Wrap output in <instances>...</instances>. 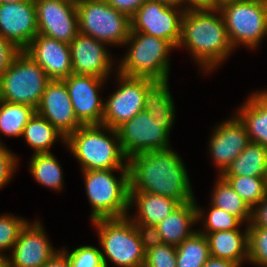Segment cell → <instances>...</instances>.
<instances>
[{
	"mask_svg": "<svg viewBox=\"0 0 267 267\" xmlns=\"http://www.w3.org/2000/svg\"><path fill=\"white\" fill-rule=\"evenodd\" d=\"M19 159L6 145L0 147V190L3 189L16 173Z\"/></svg>",
	"mask_w": 267,
	"mask_h": 267,
	"instance_id": "obj_38",
	"label": "cell"
},
{
	"mask_svg": "<svg viewBox=\"0 0 267 267\" xmlns=\"http://www.w3.org/2000/svg\"><path fill=\"white\" fill-rule=\"evenodd\" d=\"M195 225L197 209L193 200L181 204L156 226L163 243L176 247L196 231Z\"/></svg>",
	"mask_w": 267,
	"mask_h": 267,
	"instance_id": "obj_24",
	"label": "cell"
},
{
	"mask_svg": "<svg viewBox=\"0 0 267 267\" xmlns=\"http://www.w3.org/2000/svg\"><path fill=\"white\" fill-rule=\"evenodd\" d=\"M38 34L70 42L79 33L76 3L64 0H35Z\"/></svg>",
	"mask_w": 267,
	"mask_h": 267,
	"instance_id": "obj_16",
	"label": "cell"
},
{
	"mask_svg": "<svg viewBox=\"0 0 267 267\" xmlns=\"http://www.w3.org/2000/svg\"><path fill=\"white\" fill-rule=\"evenodd\" d=\"M41 220L28 221L7 257L12 267H42L60 249L51 244Z\"/></svg>",
	"mask_w": 267,
	"mask_h": 267,
	"instance_id": "obj_17",
	"label": "cell"
},
{
	"mask_svg": "<svg viewBox=\"0 0 267 267\" xmlns=\"http://www.w3.org/2000/svg\"><path fill=\"white\" fill-rule=\"evenodd\" d=\"M209 258L208 240L198 230L176 246V267H203Z\"/></svg>",
	"mask_w": 267,
	"mask_h": 267,
	"instance_id": "obj_31",
	"label": "cell"
},
{
	"mask_svg": "<svg viewBox=\"0 0 267 267\" xmlns=\"http://www.w3.org/2000/svg\"><path fill=\"white\" fill-rule=\"evenodd\" d=\"M23 51L45 70L51 80H63L73 73L70 47L67 43L37 34Z\"/></svg>",
	"mask_w": 267,
	"mask_h": 267,
	"instance_id": "obj_20",
	"label": "cell"
},
{
	"mask_svg": "<svg viewBox=\"0 0 267 267\" xmlns=\"http://www.w3.org/2000/svg\"><path fill=\"white\" fill-rule=\"evenodd\" d=\"M243 228L202 233L208 240L210 257L230 260L241 267L248 263V225Z\"/></svg>",
	"mask_w": 267,
	"mask_h": 267,
	"instance_id": "obj_23",
	"label": "cell"
},
{
	"mask_svg": "<svg viewBox=\"0 0 267 267\" xmlns=\"http://www.w3.org/2000/svg\"><path fill=\"white\" fill-rule=\"evenodd\" d=\"M174 122L155 121L146 111H141L116 130L124 155L165 150L171 148L170 133Z\"/></svg>",
	"mask_w": 267,
	"mask_h": 267,
	"instance_id": "obj_10",
	"label": "cell"
},
{
	"mask_svg": "<svg viewBox=\"0 0 267 267\" xmlns=\"http://www.w3.org/2000/svg\"><path fill=\"white\" fill-rule=\"evenodd\" d=\"M63 80L78 121L82 125L102 124L105 98L100 93L108 80L73 73Z\"/></svg>",
	"mask_w": 267,
	"mask_h": 267,
	"instance_id": "obj_13",
	"label": "cell"
},
{
	"mask_svg": "<svg viewBox=\"0 0 267 267\" xmlns=\"http://www.w3.org/2000/svg\"><path fill=\"white\" fill-rule=\"evenodd\" d=\"M60 251L68 258L70 267H105L101 250L94 245H81L68 251L61 247Z\"/></svg>",
	"mask_w": 267,
	"mask_h": 267,
	"instance_id": "obj_36",
	"label": "cell"
},
{
	"mask_svg": "<svg viewBox=\"0 0 267 267\" xmlns=\"http://www.w3.org/2000/svg\"><path fill=\"white\" fill-rule=\"evenodd\" d=\"M139 233L143 250L146 252L151 248L162 245L163 241L157 226L134 223Z\"/></svg>",
	"mask_w": 267,
	"mask_h": 267,
	"instance_id": "obj_40",
	"label": "cell"
},
{
	"mask_svg": "<svg viewBox=\"0 0 267 267\" xmlns=\"http://www.w3.org/2000/svg\"><path fill=\"white\" fill-rule=\"evenodd\" d=\"M117 74V76H116ZM116 77H115V76ZM115 91L104 99L102 125L117 129L144 110L146 91L156 82L148 78L129 77L115 72Z\"/></svg>",
	"mask_w": 267,
	"mask_h": 267,
	"instance_id": "obj_11",
	"label": "cell"
},
{
	"mask_svg": "<svg viewBox=\"0 0 267 267\" xmlns=\"http://www.w3.org/2000/svg\"><path fill=\"white\" fill-rule=\"evenodd\" d=\"M28 164L29 172L37 183L56 193L63 190V169L53 152L33 153Z\"/></svg>",
	"mask_w": 267,
	"mask_h": 267,
	"instance_id": "obj_27",
	"label": "cell"
},
{
	"mask_svg": "<svg viewBox=\"0 0 267 267\" xmlns=\"http://www.w3.org/2000/svg\"><path fill=\"white\" fill-rule=\"evenodd\" d=\"M0 267H12L10 259L7 256H0Z\"/></svg>",
	"mask_w": 267,
	"mask_h": 267,
	"instance_id": "obj_48",
	"label": "cell"
},
{
	"mask_svg": "<svg viewBox=\"0 0 267 267\" xmlns=\"http://www.w3.org/2000/svg\"><path fill=\"white\" fill-rule=\"evenodd\" d=\"M180 205L179 201L171 197L141 191H129V213L134 206L137 212L135 214L132 212L133 215L128 214L127 216L134 223L156 226Z\"/></svg>",
	"mask_w": 267,
	"mask_h": 267,
	"instance_id": "obj_21",
	"label": "cell"
},
{
	"mask_svg": "<svg viewBox=\"0 0 267 267\" xmlns=\"http://www.w3.org/2000/svg\"><path fill=\"white\" fill-rule=\"evenodd\" d=\"M167 81H156L145 94L144 111L155 121L175 122L174 98Z\"/></svg>",
	"mask_w": 267,
	"mask_h": 267,
	"instance_id": "obj_28",
	"label": "cell"
},
{
	"mask_svg": "<svg viewBox=\"0 0 267 267\" xmlns=\"http://www.w3.org/2000/svg\"><path fill=\"white\" fill-rule=\"evenodd\" d=\"M28 221L14 214H0V256H7L5 252H11L21 229Z\"/></svg>",
	"mask_w": 267,
	"mask_h": 267,
	"instance_id": "obj_35",
	"label": "cell"
},
{
	"mask_svg": "<svg viewBox=\"0 0 267 267\" xmlns=\"http://www.w3.org/2000/svg\"><path fill=\"white\" fill-rule=\"evenodd\" d=\"M22 51L15 43L0 34V78Z\"/></svg>",
	"mask_w": 267,
	"mask_h": 267,
	"instance_id": "obj_39",
	"label": "cell"
},
{
	"mask_svg": "<svg viewBox=\"0 0 267 267\" xmlns=\"http://www.w3.org/2000/svg\"><path fill=\"white\" fill-rule=\"evenodd\" d=\"M211 133L207 147L216 172L221 176L250 140L244 124L235 114L216 124Z\"/></svg>",
	"mask_w": 267,
	"mask_h": 267,
	"instance_id": "obj_15",
	"label": "cell"
},
{
	"mask_svg": "<svg viewBox=\"0 0 267 267\" xmlns=\"http://www.w3.org/2000/svg\"><path fill=\"white\" fill-rule=\"evenodd\" d=\"M144 267H176V247L162 244L145 253Z\"/></svg>",
	"mask_w": 267,
	"mask_h": 267,
	"instance_id": "obj_37",
	"label": "cell"
},
{
	"mask_svg": "<svg viewBox=\"0 0 267 267\" xmlns=\"http://www.w3.org/2000/svg\"><path fill=\"white\" fill-rule=\"evenodd\" d=\"M124 56L118 60L117 72L124 76L169 80L170 54L176 48L167 40L141 32L130 31L124 43Z\"/></svg>",
	"mask_w": 267,
	"mask_h": 267,
	"instance_id": "obj_4",
	"label": "cell"
},
{
	"mask_svg": "<svg viewBox=\"0 0 267 267\" xmlns=\"http://www.w3.org/2000/svg\"><path fill=\"white\" fill-rule=\"evenodd\" d=\"M203 267H241L238 263L230 260L210 257Z\"/></svg>",
	"mask_w": 267,
	"mask_h": 267,
	"instance_id": "obj_45",
	"label": "cell"
},
{
	"mask_svg": "<svg viewBox=\"0 0 267 267\" xmlns=\"http://www.w3.org/2000/svg\"><path fill=\"white\" fill-rule=\"evenodd\" d=\"M184 8L146 0L130 18L131 30L169 41L176 49L181 40Z\"/></svg>",
	"mask_w": 267,
	"mask_h": 267,
	"instance_id": "obj_12",
	"label": "cell"
},
{
	"mask_svg": "<svg viewBox=\"0 0 267 267\" xmlns=\"http://www.w3.org/2000/svg\"><path fill=\"white\" fill-rule=\"evenodd\" d=\"M69 47L73 74L108 80L112 72H117V59L110 54L109 46L104 42L79 32Z\"/></svg>",
	"mask_w": 267,
	"mask_h": 267,
	"instance_id": "obj_14",
	"label": "cell"
},
{
	"mask_svg": "<svg viewBox=\"0 0 267 267\" xmlns=\"http://www.w3.org/2000/svg\"><path fill=\"white\" fill-rule=\"evenodd\" d=\"M82 172L90 221L122 218L129 214L128 169L85 170ZM114 172H118L116 177Z\"/></svg>",
	"mask_w": 267,
	"mask_h": 267,
	"instance_id": "obj_5",
	"label": "cell"
},
{
	"mask_svg": "<svg viewBox=\"0 0 267 267\" xmlns=\"http://www.w3.org/2000/svg\"><path fill=\"white\" fill-rule=\"evenodd\" d=\"M127 166L129 191L167 196L181 204L195 199L186 165L173 147L134 154Z\"/></svg>",
	"mask_w": 267,
	"mask_h": 267,
	"instance_id": "obj_1",
	"label": "cell"
},
{
	"mask_svg": "<svg viewBox=\"0 0 267 267\" xmlns=\"http://www.w3.org/2000/svg\"><path fill=\"white\" fill-rule=\"evenodd\" d=\"M182 8L185 10L212 8V0H182Z\"/></svg>",
	"mask_w": 267,
	"mask_h": 267,
	"instance_id": "obj_44",
	"label": "cell"
},
{
	"mask_svg": "<svg viewBox=\"0 0 267 267\" xmlns=\"http://www.w3.org/2000/svg\"><path fill=\"white\" fill-rule=\"evenodd\" d=\"M221 176L267 177V147L250 142Z\"/></svg>",
	"mask_w": 267,
	"mask_h": 267,
	"instance_id": "obj_26",
	"label": "cell"
},
{
	"mask_svg": "<svg viewBox=\"0 0 267 267\" xmlns=\"http://www.w3.org/2000/svg\"><path fill=\"white\" fill-rule=\"evenodd\" d=\"M240 0H212V9H220L222 6Z\"/></svg>",
	"mask_w": 267,
	"mask_h": 267,
	"instance_id": "obj_46",
	"label": "cell"
},
{
	"mask_svg": "<svg viewBox=\"0 0 267 267\" xmlns=\"http://www.w3.org/2000/svg\"><path fill=\"white\" fill-rule=\"evenodd\" d=\"M64 1H67L69 3H77L79 0H64Z\"/></svg>",
	"mask_w": 267,
	"mask_h": 267,
	"instance_id": "obj_50",
	"label": "cell"
},
{
	"mask_svg": "<svg viewBox=\"0 0 267 267\" xmlns=\"http://www.w3.org/2000/svg\"><path fill=\"white\" fill-rule=\"evenodd\" d=\"M0 34L24 50L38 34L34 1L0 4Z\"/></svg>",
	"mask_w": 267,
	"mask_h": 267,
	"instance_id": "obj_19",
	"label": "cell"
},
{
	"mask_svg": "<svg viewBox=\"0 0 267 267\" xmlns=\"http://www.w3.org/2000/svg\"><path fill=\"white\" fill-rule=\"evenodd\" d=\"M210 204L236 216L244 225L251 222V209L222 177H216Z\"/></svg>",
	"mask_w": 267,
	"mask_h": 267,
	"instance_id": "obj_29",
	"label": "cell"
},
{
	"mask_svg": "<svg viewBox=\"0 0 267 267\" xmlns=\"http://www.w3.org/2000/svg\"><path fill=\"white\" fill-rule=\"evenodd\" d=\"M164 4L175 6V7H181L182 8V0H158Z\"/></svg>",
	"mask_w": 267,
	"mask_h": 267,
	"instance_id": "obj_47",
	"label": "cell"
},
{
	"mask_svg": "<svg viewBox=\"0 0 267 267\" xmlns=\"http://www.w3.org/2000/svg\"><path fill=\"white\" fill-rule=\"evenodd\" d=\"M106 1L116 10L126 14L129 18H131L135 14L137 9L146 0H106Z\"/></svg>",
	"mask_w": 267,
	"mask_h": 267,
	"instance_id": "obj_41",
	"label": "cell"
},
{
	"mask_svg": "<svg viewBox=\"0 0 267 267\" xmlns=\"http://www.w3.org/2000/svg\"><path fill=\"white\" fill-rule=\"evenodd\" d=\"M234 50L258 49L267 37V0H240L219 9Z\"/></svg>",
	"mask_w": 267,
	"mask_h": 267,
	"instance_id": "obj_7",
	"label": "cell"
},
{
	"mask_svg": "<svg viewBox=\"0 0 267 267\" xmlns=\"http://www.w3.org/2000/svg\"><path fill=\"white\" fill-rule=\"evenodd\" d=\"M69 152L80 170L128 169L116 129L108 126L82 125L66 138Z\"/></svg>",
	"mask_w": 267,
	"mask_h": 267,
	"instance_id": "obj_3",
	"label": "cell"
},
{
	"mask_svg": "<svg viewBox=\"0 0 267 267\" xmlns=\"http://www.w3.org/2000/svg\"><path fill=\"white\" fill-rule=\"evenodd\" d=\"M186 49L207 75L217 70L235 51L230 43L219 9H186L182 17L181 40L177 49Z\"/></svg>",
	"mask_w": 267,
	"mask_h": 267,
	"instance_id": "obj_2",
	"label": "cell"
},
{
	"mask_svg": "<svg viewBox=\"0 0 267 267\" xmlns=\"http://www.w3.org/2000/svg\"><path fill=\"white\" fill-rule=\"evenodd\" d=\"M34 154L52 153V146L61 140L66 145V137L63 136L46 118L35 114L24 127L22 137Z\"/></svg>",
	"mask_w": 267,
	"mask_h": 267,
	"instance_id": "obj_25",
	"label": "cell"
},
{
	"mask_svg": "<svg viewBox=\"0 0 267 267\" xmlns=\"http://www.w3.org/2000/svg\"><path fill=\"white\" fill-rule=\"evenodd\" d=\"M4 145H5V144H4V143H2V142H1V140H0V147H2V146H4Z\"/></svg>",
	"mask_w": 267,
	"mask_h": 267,
	"instance_id": "obj_51",
	"label": "cell"
},
{
	"mask_svg": "<svg viewBox=\"0 0 267 267\" xmlns=\"http://www.w3.org/2000/svg\"><path fill=\"white\" fill-rule=\"evenodd\" d=\"M36 113L46 118L66 138L82 124L78 121L64 80H50Z\"/></svg>",
	"mask_w": 267,
	"mask_h": 267,
	"instance_id": "obj_18",
	"label": "cell"
},
{
	"mask_svg": "<svg viewBox=\"0 0 267 267\" xmlns=\"http://www.w3.org/2000/svg\"><path fill=\"white\" fill-rule=\"evenodd\" d=\"M252 210L267 196V177L222 176Z\"/></svg>",
	"mask_w": 267,
	"mask_h": 267,
	"instance_id": "obj_33",
	"label": "cell"
},
{
	"mask_svg": "<svg viewBox=\"0 0 267 267\" xmlns=\"http://www.w3.org/2000/svg\"><path fill=\"white\" fill-rule=\"evenodd\" d=\"M79 32L111 47H124L131 30L130 18L106 0H79L76 3Z\"/></svg>",
	"mask_w": 267,
	"mask_h": 267,
	"instance_id": "obj_8",
	"label": "cell"
},
{
	"mask_svg": "<svg viewBox=\"0 0 267 267\" xmlns=\"http://www.w3.org/2000/svg\"><path fill=\"white\" fill-rule=\"evenodd\" d=\"M248 263L267 267V228L248 224Z\"/></svg>",
	"mask_w": 267,
	"mask_h": 267,
	"instance_id": "obj_34",
	"label": "cell"
},
{
	"mask_svg": "<svg viewBox=\"0 0 267 267\" xmlns=\"http://www.w3.org/2000/svg\"><path fill=\"white\" fill-rule=\"evenodd\" d=\"M35 112L32 106L0 100V136L21 138L24 127Z\"/></svg>",
	"mask_w": 267,
	"mask_h": 267,
	"instance_id": "obj_30",
	"label": "cell"
},
{
	"mask_svg": "<svg viewBox=\"0 0 267 267\" xmlns=\"http://www.w3.org/2000/svg\"><path fill=\"white\" fill-rule=\"evenodd\" d=\"M42 267H70L68 258L59 250Z\"/></svg>",
	"mask_w": 267,
	"mask_h": 267,
	"instance_id": "obj_43",
	"label": "cell"
},
{
	"mask_svg": "<svg viewBox=\"0 0 267 267\" xmlns=\"http://www.w3.org/2000/svg\"><path fill=\"white\" fill-rule=\"evenodd\" d=\"M194 201L197 209V225L201 223L203 226V230L197 228L200 233L235 230L243 226V223L236 216L231 215L221 208L209 204L208 207L210 208L208 211H205L201 208L199 203H197L196 197Z\"/></svg>",
	"mask_w": 267,
	"mask_h": 267,
	"instance_id": "obj_32",
	"label": "cell"
},
{
	"mask_svg": "<svg viewBox=\"0 0 267 267\" xmlns=\"http://www.w3.org/2000/svg\"><path fill=\"white\" fill-rule=\"evenodd\" d=\"M248 95L234 113L244 124L250 142L267 147V89Z\"/></svg>",
	"mask_w": 267,
	"mask_h": 267,
	"instance_id": "obj_22",
	"label": "cell"
},
{
	"mask_svg": "<svg viewBox=\"0 0 267 267\" xmlns=\"http://www.w3.org/2000/svg\"><path fill=\"white\" fill-rule=\"evenodd\" d=\"M249 224L267 228V196L251 210V222Z\"/></svg>",
	"mask_w": 267,
	"mask_h": 267,
	"instance_id": "obj_42",
	"label": "cell"
},
{
	"mask_svg": "<svg viewBox=\"0 0 267 267\" xmlns=\"http://www.w3.org/2000/svg\"><path fill=\"white\" fill-rule=\"evenodd\" d=\"M105 267H144L145 251L134 222L128 217L92 221Z\"/></svg>",
	"mask_w": 267,
	"mask_h": 267,
	"instance_id": "obj_6",
	"label": "cell"
},
{
	"mask_svg": "<svg viewBox=\"0 0 267 267\" xmlns=\"http://www.w3.org/2000/svg\"><path fill=\"white\" fill-rule=\"evenodd\" d=\"M21 1H35V0H0V4L21 2Z\"/></svg>",
	"mask_w": 267,
	"mask_h": 267,
	"instance_id": "obj_49",
	"label": "cell"
},
{
	"mask_svg": "<svg viewBox=\"0 0 267 267\" xmlns=\"http://www.w3.org/2000/svg\"><path fill=\"white\" fill-rule=\"evenodd\" d=\"M51 79L22 51L0 78V100L37 108Z\"/></svg>",
	"mask_w": 267,
	"mask_h": 267,
	"instance_id": "obj_9",
	"label": "cell"
}]
</instances>
